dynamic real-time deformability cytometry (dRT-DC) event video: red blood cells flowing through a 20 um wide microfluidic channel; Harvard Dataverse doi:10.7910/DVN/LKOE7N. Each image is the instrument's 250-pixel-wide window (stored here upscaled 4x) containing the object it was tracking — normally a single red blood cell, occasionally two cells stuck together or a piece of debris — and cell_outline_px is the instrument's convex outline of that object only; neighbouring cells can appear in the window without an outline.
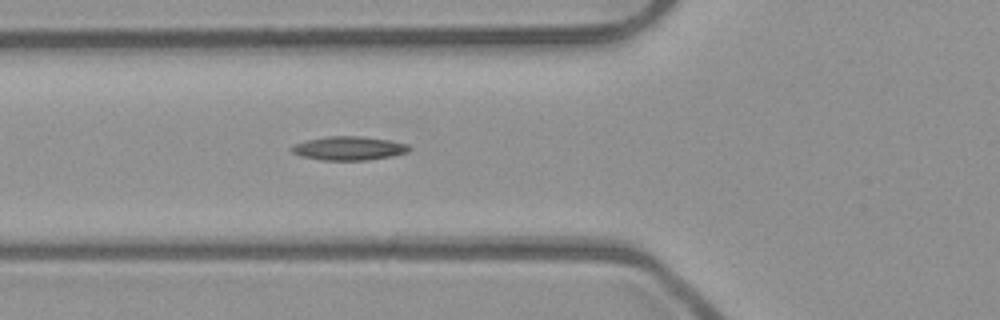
{"species": "common noctule bat (a hibernating species)", "species_latin": "Nyctalus noctula", "temperature_condition": "room temperature", "stored_images_in_passage": 2, "camera_frame_rate_fps": 3000, "um_per_image_px": 0.085, "animal": {"sex": "male", "body_mass_g": 23.1, "forearm_length_mm": 52.7}, "frame": {"image": 1, "passage_image": 2, "time_ms": 0.333, "image_size_px": [1000, 320], "cell_outline_px": [[412, 148], [408, 152], [392, 156], [368, 160], [320, 160], [300, 156], [292, 152], [288, 148], [292, 144], [304, 140], [324, 136], [364, 136], [388, 140], [408, 144]], "centroid_in_image_um": [29.6, 12.6], "position_along_channel_um": 96.2, "area_um2": 16.65}}